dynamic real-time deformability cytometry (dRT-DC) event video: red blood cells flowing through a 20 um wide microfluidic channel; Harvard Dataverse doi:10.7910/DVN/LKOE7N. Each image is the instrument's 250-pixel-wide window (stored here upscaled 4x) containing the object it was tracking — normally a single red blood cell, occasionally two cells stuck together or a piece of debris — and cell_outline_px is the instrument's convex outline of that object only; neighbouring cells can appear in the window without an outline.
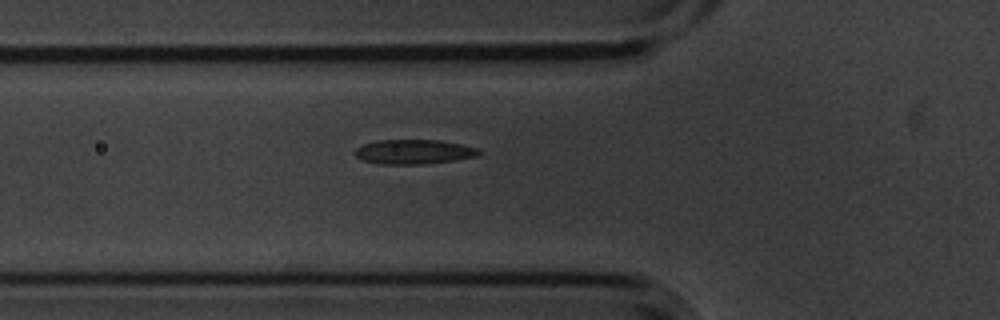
{"species": "common noctule bat (a hibernating species)", "species_latin": "Nyctalus noctula", "temperature_condition": "cold", "stored_images_in_passage": 6, "camera_frame_rate_fps": 3000, "um_per_image_px": 0.085, "animal": {"sex": "male", "body_mass_g": 20.1, "forearm_length_mm": 53.5}, "frame": {"image": 1, "passage_image": 6, "time_ms": 1.667, "image_size_px": [1000, 320], "cell_outline_px": [[484, 152], [476, 156], [456, 160], [424, 164], [380, 164], [364, 160], [356, 156], [352, 152], [360, 144], [376, 140], [440, 140], [480, 148]], "centroid_in_image_um": [35.18, 12.89], "position_along_channel_um": 90.6, "area_um2": 17.98}}